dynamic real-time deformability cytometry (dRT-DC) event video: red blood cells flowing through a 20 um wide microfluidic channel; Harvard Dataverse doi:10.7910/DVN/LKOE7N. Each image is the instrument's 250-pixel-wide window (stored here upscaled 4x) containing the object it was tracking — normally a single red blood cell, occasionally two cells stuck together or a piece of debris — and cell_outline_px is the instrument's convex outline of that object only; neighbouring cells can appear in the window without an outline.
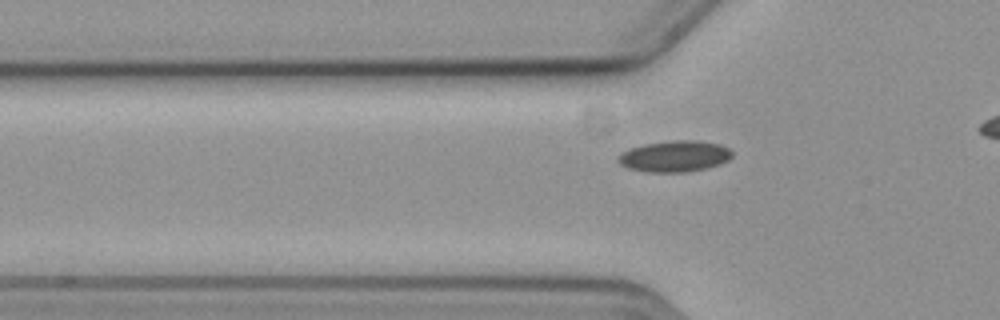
{"species": "common noctule bat (a hibernating species)", "species_latin": "Nyctalus noctula", "temperature_condition": "cold", "stored_images_in_passage": 36, "camera_frame_rate_fps": 3000, "um_per_image_px": 0.085, "animal": {"sex": "female", "body_mass_g": 19.3, "forearm_length_mm": 54.1}, "frame": {"image": 1, "passage_image": 8, "time_ms": 2.333, "image_size_px": [1000, 320], "cell_outline_px": [[732, 156], [728, 160], [720, 164], [708, 168], [684, 172], [648, 172], [628, 168], [620, 164], [616, 160], [616, 156], [620, 152], [644, 144], [672, 140], [700, 140], [720, 144], [728, 148], [732, 152]], "centroid_in_image_um": [57.33, 13.28], "position_along_channel_um": 68.5, "area_um2": 20.92}}
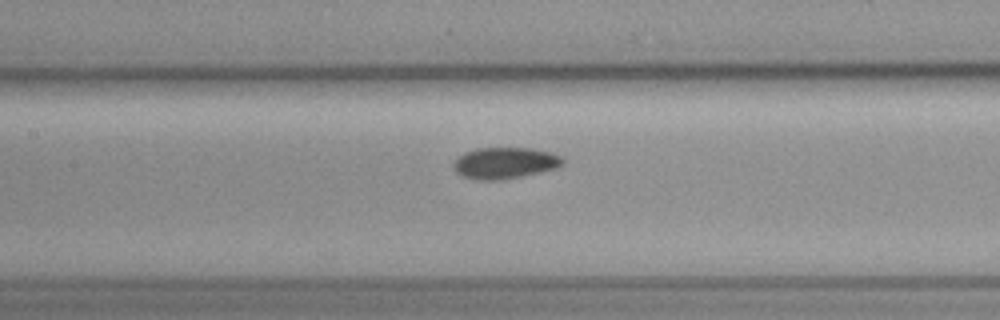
{"frame": {"image": 2, "passage_image": 16, "time_ms": 5.0, "image_size_px": [1000, 320], "cell_outline_px": [[564, 164], [556, 168], [520, 176], [500, 180], [480, 180], [464, 176], [456, 172], [456, 160], [464, 152], [476, 148], [532, 148], [552, 152], [560, 156], [564, 160]], "centroid_in_image_um": [42.96, 13.84], "position_along_channel_um": 164.4, "area_um2": 19.65}}
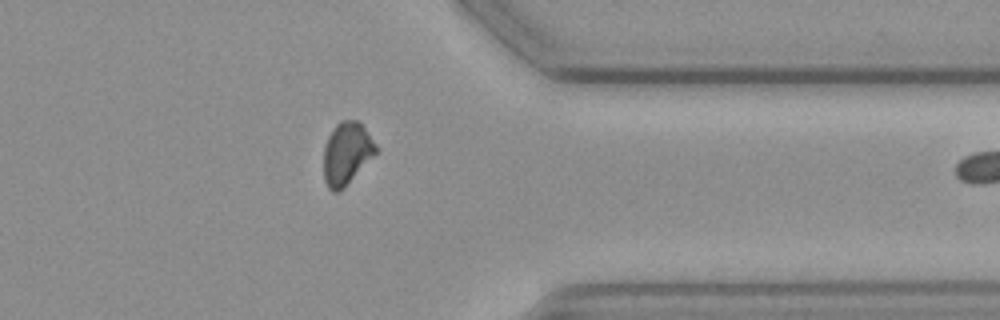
{"frame": {"image": 3, "passage_image": 35, "time_ms": 11.333, "image_size_px": [1000, 320], "cell_outline_px": [[376, 152], [344, 188], [336, 192], [332, 192], [328, 188], [324, 180], [324, 148], [328, 136], [336, 124], [340, 120], [356, 120], [364, 128], [376, 144]], "centroid_in_image_um": [29.43, 13.05], "position_along_channel_um": 382.0, "area_um2": 18.67}}